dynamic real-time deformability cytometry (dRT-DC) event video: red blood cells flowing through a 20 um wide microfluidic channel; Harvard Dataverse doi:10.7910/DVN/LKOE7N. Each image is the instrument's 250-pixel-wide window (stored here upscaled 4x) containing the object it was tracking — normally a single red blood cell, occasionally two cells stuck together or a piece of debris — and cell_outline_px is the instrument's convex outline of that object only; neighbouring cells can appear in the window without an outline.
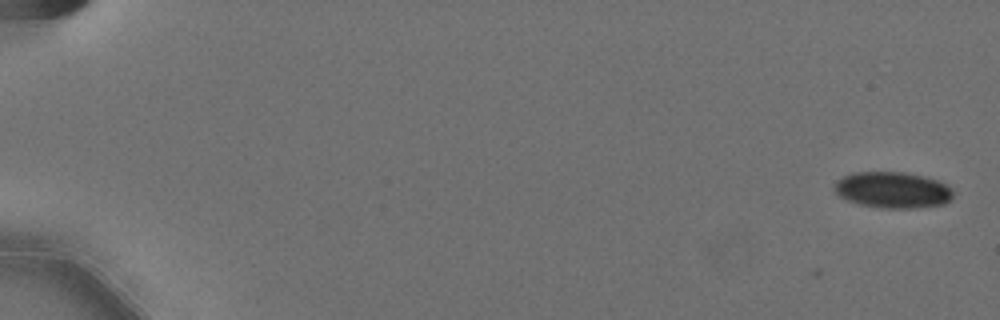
{"species": "Egyptian fruit bat (a non-hibernating species)", "species_latin": "Rousettus aegyptiacus", "temperature_condition": "cold", "stored_images_in_passage": 4, "camera_frame_rate_fps": 3000, "um_per_image_px": 0.085, "animal": {"sex": "female"}, "frame": {"image": 1, "passage_image": 4, "time_ms": 1.0, "image_size_px": [1000, 320], "cell_outline_px": [[952, 196], [944, 204], [916, 208], [880, 208], [860, 204], [848, 200], [840, 196], [832, 188], [832, 184], [836, 180], [852, 172], [904, 172], [924, 176], [940, 180], [948, 184], [952, 188]], "centroid_in_image_um": [75.87, 16.14], "position_along_channel_um": 9.1, "area_um2": 25.32}}